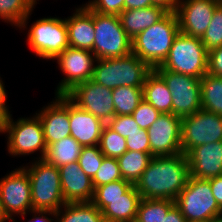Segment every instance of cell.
Masks as SVG:
<instances>
[{"mask_svg": "<svg viewBox=\"0 0 222 222\" xmlns=\"http://www.w3.org/2000/svg\"><path fill=\"white\" fill-rule=\"evenodd\" d=\"M189 176L187 155L153 156L135 187L141 198L175 201Z\"/></svg>", "mask_w": 222, "mask_h": 222, "instance_id": "6da1fadb", "label": "cell"}, {"mask_svg": "<svg viewBox=\"0 0 222 222\" xmlns=\"http://www.w3.org/2000/svg\"><path fill=\"white\" fill-rule=\"evenodd\" d=\"M32 14L33 11L26 16L17 30L26 31V41L31 53H34L39 59L53 61L69 47L65 17H42L28 25Z\"/></svg>", "mask_w": 222, "mask_h": 222, "instance_id": "7a4b0ae2", "label": "cell"}, {"mask_svg": "<svg viewBox=\"0 0 222 222\" xmlns=\"http://www.w3.org/2000/svg\"><path fill=\"white\" fill-rule=\"evenodd\" d=\"M179 32L176 13H167L157 23L141 31L132 39V53L154 69L167 58Z\"/></svg>", "mask_w": 222, "mask_h": 222, "instance_id": "3957f363", "label": "cell"}, {"mask_svg": "<svg viewBox=\"0 0 222 222\" xmlns=\"http://www.w3.org/2000/svg\"><path fill=\"white\" fill-rule=\"evenodd\" d=\"M20 166L29 176L32 210L57 212L66 204L56 166L44 159H34Z\"/></svg>", "mask_w": 222, "mask_h": 222, "instance_id": "277c9868", "label": "cell"}, {"mask_svg": "<svg viewBox=\"0 0 222 222\" xmlns=\"http://www.w3.org/2000/svg\"><path fill=\"white\" fill-rule=\"evenodd\" d=\"M153 69L131 53L124 57L96 59L92 80L108 89L122 86L143 88Z\"/></svg>", "mask_w": 222, "mask_h": 222, "instance_id": "5b68a950", "label": "cell"}, {"mask_svg": "<svg viewBox=\"0 0 222 222\" xmlns=\"http://www.w3.org/2000/svg\"><path fill=\"white\" fill-rule=\"evenodd\" d=\"M175 205L187 222H214L222 216V209L206 179L189 176L185 188L175 199Z\"/></svg>", "mask_w": 222, "mask_h": 222, "instance_id": "8992f818", "label": "cell"}, {"mask_svg": "<svg viewBox=\"0 0 222 222\" xmlns=\"http://www.w3.org/2000/svg\"><path fill=\"white\" fill-rule=\"evenodd\" d=\"M208 52L200 37L181 32L175 37L164 62L155 68H164L178 74L202 78L207 74Z\"/></svg>", "mask_w": 222, "mask_h": 222, "instance_id": "52a82bcc", "label": "cell"}, {"mask_svg": "<svg viewBox=\"0 0 222 222\" xmlns=\"http://www.w3.org/2000/svg\"><path fill=\"white\" fill-rule=\"evenodd\" d=\"M15 120L11 115L5 132L7 153L13 156L12 158L28 157L37 153V157L33 156L32 159H43L47 145L39 117L33 114L30 117H18Z\"/></svg>", "mask_w": 222, "mask_h": 222, "instance_id": "ba28073f", "label": "cell"}, {"mask_svg": "<svg viewBox=\"0 0 222 222\" xmlns=\"http://www.w3.org/2000/svg\"><path fill=\"white\" fill-rule=\"evenodd\" d=\"M94 30L92 53L97 59L124 57L132 53V39L122 28L118 15L94 11Z\"/></svg>", "mask_w": 222, "mask_h": 222, "instance_id": "9c48e42d", "label": "cell"}, {"mask_svg": "<svg viewBox=\"0 0 222 222\" xmlns=\"http://www.w3.org/2000/svg\"><path fill=\"white\" fill-rule=\"evenodd\" d=\"M172 94V114L186 117L202 109L200 78L154 68Z\"/></svg>", "mask_w": 222, "mask_h": 222, "instance_id": "30bf717a", "label": "cell"}, {"mask_svg": "<svg viewBox=\"0 0 222 222\" xmlns=\"http://www.w3.org/2000/svg\"><path fill=\"white\" fill-rule=\"evenodd\" d=\"M96 59L92 51L67 47L53 60L64 75L54 94L66 95L77 84L92 79Z\"/></svg>", "mask_w": 222, "mask_h": 222, "instance_id": "8fae6325", "label": "cell"}, {"mask_svg": "<svg viewBox=\"0 0 222 222\" xmlns=\"http://www.w3.org/2000/svg\"><path fill=\"white\" fill-rule=\"evenodd\" d=\"M222 141V116L200 109L182 118L181 149L187 155L193 148Z\"/></svg>", "mask_w": 222, "mask_h": 222, "instance_id": "7c38bea8", "label": "cell"}, {"mask_svg": "<svg viewBox=\"0 0 222 222\" xmlns=\"http://www.w3.org/2000/svg\"><path fill=\"white\" fill-rule=\"evenodd\" d=\"M0 200L9 219L32 210L29 176L21 166L0 178Z\"/></svg>", "mask_w": 222, "mask_h": 222, "instance_id": "4fadbf2b", "label": "cell"}, {"mask_svg": "<svg viewBox=\"0 0 222 222\" xmlns=\"http://www.w3.org/2000/svg\"><path fill=\"white\" fill-rule=\"evenodd\" d=\"M66 96L79 108L100 118L105 124L115 116L112 90L92 79L77 84Z\"/></svg>", "mask_w": 222, "mask_h": 222, "instance_id": "5bb4252c", "label": "cell"}, {"mask_svg": "<svg viewBox=\"0 0 222 222\" xmlns=\"http://www.w3.org/2000/svg\"><path fill=\"white\" fill-rule=\"evenodd\" d=\"M150 153L153 156H171L182 153V118L172 113H161L147 129Z\"/></svg>", "mask_w": 222, "mask_h": 222, "instance_id": "9a60e30c", "label": "cell"}, {"mask_svg": "<svg viewBox=\"0 0 222 222\" xmlns=\"http://www.w3.org/2000/svg\"><path fill=\"white\" fill-rule=\"evenodd\" d=\"M219 3V0H179L176 15L180 32L201 38Z\"/></svg>", "mask_w": 222, "mask_h": 222, "instance_id": "2e32d148", "label": "cell"}, {"mask_svg": "<svg viewBox=\"0 0 222 222\" xmlns=\"http://www.w3.org/2000/svg\"><path fill=\"white\" fill-rule=\"evenodd\" d=\"M54 98L35 112L41 120L47 146L71 135L69 98L66 95H55Z\"/></svg>", "mask_w": 222, "mask_h": 222, "instance_id": "e0dca14e", "label": "cell"}, {"mask_svg": "<svg viewBox=\"0 0 222 222\" xmlns=\"http://www.w3.org/2000/svg\"><path fill=\"white\" fill-rule=\"evenodd\" d=\"M190 176L210 179L222 175V141L199 145L187 154Z\"/></svg>", "mask_w": 222, "mask_h": 222, "instance_id": "ac0fdd59", "label": "cell"}, {"mask_svg": "<svg viewBox=\"0 0 222 222\" xmlns=\"http://www.w3.org/2000/svg\"><path fill=\"white\" fill-rule=\"evenodd\" d=\"M58 169L66 203L92 201L94 196L92 179L83 172L78 161L65 164Z\"/></svg>", "mask_w": 222, "mask_h": 222, "instance_id": "d6986e66", "label": "cell"}, {"mask_svg": "<svg viewBox=\"0 0 222 222\" xmlns=\"http://www.w3.org/2000/svg\"><path fill=\"white\" fill-rule=\"evenodd\" d=\"M73 11L65 18L69 47L92 51L95 39L94 11L84 4L75 7Z\"/></svg>", "mask_w": 222, "mask_h": 222, "instance_id": "ffe728a7", "label": "cell"}, {"mask_svg": "<svg viewBox=\"0 0 222 222\" xmlns=\"http://www.w3.org/2000/svg\"><path fill=\"white\" fill-rule=\"evenodd\" d=\"M69 123L71 136L82 147L99 145L105 123L93 114L82 110L69 99Z\"/></svg>", "mask_w": 222, "mask_h": 222, "instance_id": "44dd1931", "label": "cell"}, {"mask_svg": "<svg viewBox=\"0 0 222 222\" xmlns=\"http://www.w3.org/2000/svg\"><path fill=\"white\" fill-rule=\"evenodd\" d=\"M168 12L158 6L123 10L118 16L122 28L133 39L141 31L161 20Z\"/></svg>", "mask_w": 222, "mask_h": 222, "instance_id": "7402d4cb", "label": "cell"}, {"mask_svg": "<svg viewBox=\"0 0 222 222\" xmlns=\"http://www.w3.org/2000/svg\"><path fill=\"white\" fill-rule=\"evenodd\" d=\"M135 185L115 200H107V206L101 211L105 222H135L141 201Z\"/></svg>", "mask_w": 222, "mask_h": 222, "instance_id": "603a6c76", "label": "cell"}, {"mask_svg": "<svg viewBox=\"0 0 222 222\" xmlns=\"http://www.w3.org/2000/svg\"><path fill=\"white\" fill-rule=\"evenodd\" d=\"M143 99L160 113H172V94L163 78L153 69L143 85Z\"/></svg>", "mask_w": 222, "mask_h": 222, "instance_id": "cb8c5ba5", "label": "cell"}, {"mask_svg": "<svg viewBox=\"0 0 222 222\" xmlns=\"http://www.w3.org/2000/svg\"><path fill=\"white\" fill-rule=\"evenodd\" d=\"M82 146L71 135L47 146L44 160L57 168L78 161Z\"/></svg>", "mask_w": 222, "mask_h": 222, "instance_id": "d4e9b609", "label": "cell"}, {"mask_svg": "<svg viewBox=\"0 0 222 222\" xmlns=\"http://www.w3.org/2000/svg\"><path fill=\"white\" fill-rule=\"evenodd\" d=\"M56 222H105L92 202L66 203L56 212Z\"/></svg>", "mask_w": 222, "mask_h": 222, "instance_id": "484cf974", "label": "cell"}, {"mask_svg": "<svg viewBox=\"0 0 222 222\" xmlns=\"http://www.w3.org/2000/svg\"><path fill=\"white\" fill-rule=\"evenodd\" d=\"M152 157L151 153L127 150L117 158L122 178L135 185L146 170Z\"/></svg>", "mask_w": 222, "mask_h": 222, "instance_id": "4316f807", "label": "cell"}, {"mask_svg": "<svg viewBox=\"0 0 222 222\" xmlns=\"http://www.w3.org/2000/svg\"><path fill=\"white\" fill-rule=\"evenodd\" d=\"M201 107L222 116V77L205 74L200 79Z\"/></svg>", "mask_w": 222, "mask_h": 222, "instance_id": "83f0119b", "label": "cell"}, {"mask_svg": "<svg viewBox=\"0 0 222 222\" xmlns=\"http://www.w3.org/2000/svg\"><path fill=\"white\" fill-rule=\"evenodd\" d=\"M36 4L35 0H0V20L17 29Z\"/></svg>", "mask_w": 222, "mask_h": 222, "instance_id": "f1b7e54d", "label": "cell"}, {"mask_svg": "<svg viewBox=\"0 0 222 222\" xmlns=\"http://www.w3.org/2000/svg\"><path fill=\"white\" fill-rule=\"evenodd\" d=\"M115 116L132 115L143 100V90L139 87L120 86L112 89Z\"/></svg>", "mask_w": 222, "mask_h": 222, "instance_id": "f546056e", "label": "cell"}, {"mask_svg": "<svg viewBox=\"0 0 222 222\" xmlns=\"http://www.w3.org/2000/svg\"><path fill=\"white\" fill-rule=\"evenodd\" d=\"M174 205L175 201L173 200L142 198L135 222H162Z\"/></svg>", "mask_w": 222, "mask_h": 222, "instance_id": "4dcf8cb0", "label": "cell"}, {"mask_svg": "<svg viewBox=\"0 0 222 222\" xmlns=\"http://www.w3.org/2000/svg\"><path fill=\"white\" fill-rule=\"evenodd\" d=\"M132 186L133 184L131 182L124 179L103 184L94 189V196L91 202L102 211L107 206V200L120 198Z\"/></svg>", "mask_w": 222, "mask_h": 222, "instance_id": "1f68e13d", "label": "cell"}, {"mask_svg": "<svg viewBox=\"0 0 222 222\" xmlns=\"http://www.w3.org/2000/svg\"><path fill=\"white\" fill-rule=\"evenodd\" d=\"M99 148L105 157L117 159L127 151L126 138L105 124L102 128Z\"/></svg>", "mask_w": 222, "mask_h": 222, "instance_id": "d6a6232c", "label": "cell"}, {"mask_svg": "<svg viewBox=\"0 0 222 222\" xmlns=\"http://www.w3.org/2000/svg\"><path fill=\"white\" fill-rule=\"evenodd\" d=\"M201 41L207 52L222 46V2L216 6L209 27L201 37Z\"/></svg>", "mask_w": 222, "mask_h": 222, "instance_id": "836d02e7", "label": "cell"}, {"mask_svg": "<svg viewBox=\"0 0 222 222\" xmlns=\"http://www.w3.org/2000/svg\"><path fill=\"white\" fill-rule=\"evenodd\" d=\"M104 157L99 145L82 147L78 159L79 166L92 179L100 168Z\"/></svg>", "mask_w": 222, "mask_h": 222, "instance_id": "e575fe53", "label": "cell"}, {"mask_svg": "<svg viewBox=\"0 0 222 222\" xmlns=\"http://www.w3.org/2000/svg\"><path fill=\"white\" fill-rule=\"evenodd\" d=\"M123 179L116 158L104 157L100 168L92 178L94 189L103 184Z\"/></svg>", "mask_w": 222, "mask_h": 222, "instance_id": "d590c367", "label": "cell"}, {"mask_svg": "<svg viewBox=\"0 0 222 222\" xmlns=\"http://www.w3.org/2000/svg\"><path fill=\"white\" fill-rule=\"evenodd\" d=\"M161 113L144 99L133 111L132 116L141 129H148Z\"/></svg>", "mask_w": 222, "mask_h": 222, "instance_id": "8d00e7d4", "label": "cell"}, {"mask_svg": "<svg viewBox=\"0 0 222 222\" xmlns=\"http://www.w3.org/2000/svg\"><path fill=\"white\" fill-rule=\"evenodd\" d=\"M106 125L117 132L123 138H127L130 134L134 132H139L140 127L135 122L132 115H118L114 116L111 120H109Z\"/></svg>", "mask_w": 222, "mask_h": 222, "instance_id": "74e56055", "label": "cell"}, {"mask_svg": "<svg viewBox=\"0 0 222 222\" xmlns=\"http://www.w3.org/2000/svg\"><path fill=\"white\" fill-rule=\"evenodd\" d=\"M84 5L100 14L119 15L124 10V0H88Z\"/></svg>", "mask_w": 222, "mask_h": 222, "instance_id": "f35d334b", "label": "cell"}, {"mask_svg": "<svg viewBox=\"0 0 222 222\" xmlns=\"http://www.w3.org/2000/svg\"><path fill=\"white\" fill-rule=\"evenodd\" d=\"M127 150L150 153V143L146 129H140L126 138Z\"/></svg>", "mask_w": 222, "mask_h": 222, "instance_id": "ab89813d", "label": "cell"}, {"mask_svg": "<svg viewBox=\"0 0 222 222\" xmlns=\"http://www.w3.org/2000/svg\"><path fill=\"white\" fill-rule=\"evenodd\" d=\"M207 73L222 77V46L208 52Z\"/></svg>", "mask_w": 222, "mask_h": 222, "instance_id": "60d3db41", "label": "cell"}, {"mask_svg": "<svg viewBox=\"0 0 222 222\" xmlns=\"http://www.w3.org/2000/svg\"><path fill=\"white\" fill-rule=\"evenodd\" d=\"M32 215L31 219H27V222H56V212L42 211V210H30L26 215H18L25 220L26 216ZM11 222H18L15 217L10 219Z\"/></svg>", "mask_w": 222, "mask_h": 222, "instance_id": "b9f144b4", "label": "cell"}, {"mask_svg": "<svg viewBox=\"0 0 222 222\" xmlns=\"http://www.w3.org/2000/svg\"><path fill=\"white\" fill-rule=\"evenodd\" d=\"M10 106L7 104V101H0V134H5L6 128L8 126L11 111H9Z\"/></svg>", "mask_w": 222, "mask_h": 222, "instance_id": "7bdbcfd3", "label": "cell"}, {"mask_svg": "<svg viewBox=\"0 0 222 222\" xmlns=\"http://www.w3.org/2000/svg\"><path fill=\"white\" fill-rule=\"evenodd\" d=\"M207 180L210 182L212 194L215 197L218 206L222 209V175Z\"/></svg>", "mask_w": 222, "mask_h": 222, "instance_id": "ee69618b", "label": "cell"}, {"mask_svg": "<svg viewBox=\"0 0 222 222\" xmlns=\"http://www.w3.org/2000/svg\"><path fill=\"white\" fill-rule=\"evenodd\" d=\"M153 6L163 8L168 13H176L179 0H151Z\"/></svg>", "mask_w": 222, "mask_h": 222, "instance_id": "f6af8a7d", "label": "cell"}, {"mask_svg": "<svg viewBox=\"0 0 222 222\" xmlns=\"http://www.w3.org/2000/svg\"><path fill=\"white\" fill-rule=\"evenodd\" d=\"M162 222H187V220L181 214L179 208L174 205L167 213Z\"/></svg>", "mask_w": 222, "mask_h": 222, "instance_id": "bcb514c9", "label": "cell"}, {"mask_svg": "<svg viewBox=\"0 0 222 222\" xmlns=\"http://www.w3.org/2000/svg\"><path fill=\"white\" fill-rule=\"evenodd\" d=\"M152 6L151 0H124V10L138 9Z\"/></svg>", "mask_w": 222, "mask_h": 222, "instance_id": "7dc6e473", "label": "cell"}, {"mask_svg": "<svg viewBox=\"0 0 222 222\" xmlns=\"http://www.w3.org/2000/svg\"><path fill=\"white\" fill-rule=\"evenodd\" d=\"M3 78H1V76H0V101H7L8 99V97H7V95H8V93H7V90L5 89V84H4V80H2Z\"/></svg>", "mask_w": 222, "mask_h": 222, "instance_id": "c3c4849f", "label": "cell"}, {"mask_svg": "<svg viewBox=\"0 0 222 222\" xmlns=\"http://www.w3.org/2000/svg\"><path fill=\"white\" fill-rule=\"evenodd\" d=\"M9 221H10V219L5 214V212L3 210L2 202L0 200V222H9Z\"/></svg>", "mask_w": 222, "mask_h": 222, "instance_id": "681fc988", "label": "cell"}]
</instances>
